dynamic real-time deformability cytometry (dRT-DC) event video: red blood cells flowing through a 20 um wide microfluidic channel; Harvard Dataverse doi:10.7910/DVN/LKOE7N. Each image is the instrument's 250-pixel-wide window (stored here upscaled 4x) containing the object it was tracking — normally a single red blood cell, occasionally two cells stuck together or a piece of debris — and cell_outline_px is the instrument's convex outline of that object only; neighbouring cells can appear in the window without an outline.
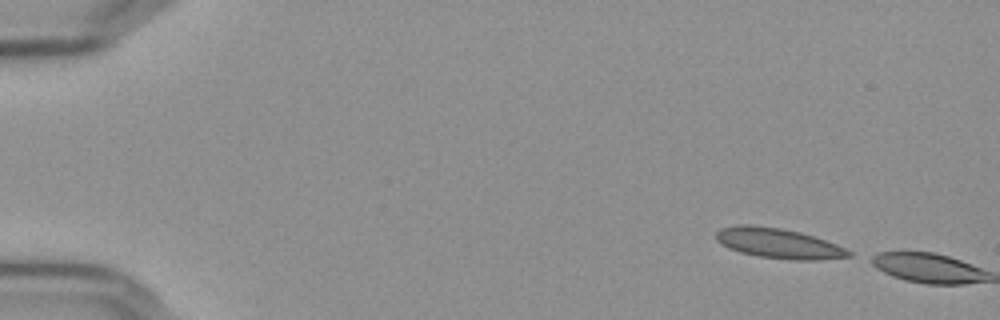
{"species": "Egyptian fruit bat (a non-hibernating species)", "species_latin": "Rousettus aegyptiacus", "temperature_condition": "cold", "stored_images_in_passage": 2, "camera_frame_rate_fps": 3000, "um_per_image_px": 0.085, "frame": {"image": 1, "passage_image": 1, "time_ms": 0.0, "image_size_px": [1000, 320], "cell_outline_px": [[852, 256], [820, 260], [796, 260], [760, 256], [740, 252], [728, 248], [720, 244], [716, 240], [716, 232], [720, 228], [736, 224], [752, 224], [780, 228], [800, 232], [836, 244], [852, 252]], "centroid_in_image_um": [66.13, 20.67], "position_along_channel_um": 18.9, "area_um2": 23.24}}